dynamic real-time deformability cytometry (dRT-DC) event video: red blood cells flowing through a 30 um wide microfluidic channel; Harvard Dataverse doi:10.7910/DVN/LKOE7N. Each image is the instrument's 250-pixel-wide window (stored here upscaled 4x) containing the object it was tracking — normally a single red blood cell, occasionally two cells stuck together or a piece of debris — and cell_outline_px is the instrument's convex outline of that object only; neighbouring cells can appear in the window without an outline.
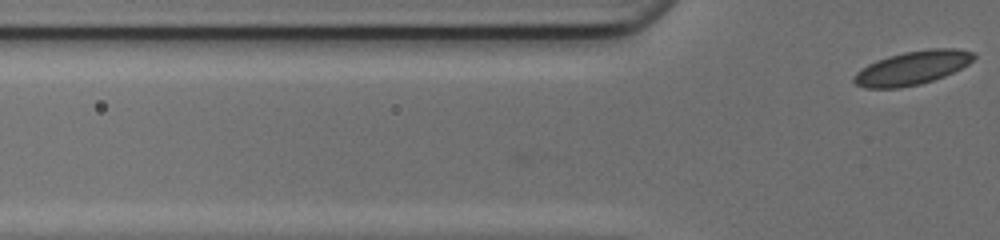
{"species": "common noctule bat (a hibernating species)", "species_latin": "Nyctalus noctula", "temperature_condition": "cold", "stored_images_in_passage": 5, "camera_frame_rate_fps": 3000, "um_per_image_px": 0.085, "animal": {"sex": "female", "body_mass_g": 17.0, "forearm_length_mm": 48.0}, "frame": {"image": 1, "passage_image": 5, "time_ms": 1.333, "image_size_px": [1000, 240], "cell_outline_px": [[976, 56], [968, 64], [944, 76], [920, 84], [896, 88], [864, 88], [856, 84], [852, 80], [852, 76], [860, 68], [876, 60], [888, 56], [904, 52], [932, 48], [956, 48], [976, 52]], "centroid_in_image_um": [77.52, 5.76], "position_along_channel_um": 48.3, "area_um2": 23.58}}